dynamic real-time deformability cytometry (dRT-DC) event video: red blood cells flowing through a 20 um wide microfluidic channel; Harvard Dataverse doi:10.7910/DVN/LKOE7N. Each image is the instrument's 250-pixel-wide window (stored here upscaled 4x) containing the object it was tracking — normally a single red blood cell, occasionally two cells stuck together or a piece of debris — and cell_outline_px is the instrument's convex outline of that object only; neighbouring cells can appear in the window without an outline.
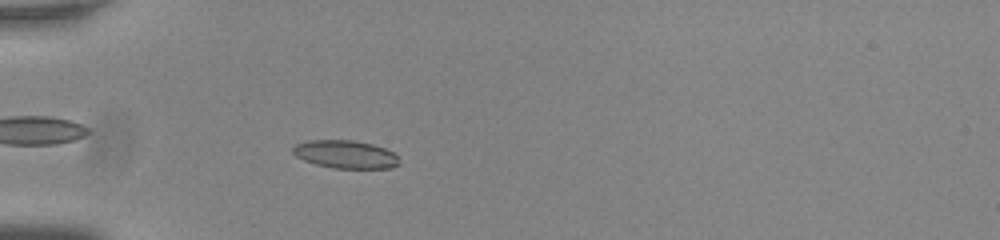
{"species": "common noctule bat (a hibernating species)", "species_latin": "Nyctalus noctula", "temperature_condition": "room temperature", "stored_images_in_passage": 51, "camera_frame_rate_fps": 3000, "um_per_image_px": 0.085, "animal": {"sex": "male", "body_mass_g": 20.0, "forearm_length_mm": 53.3}, "frame": {"image": 1, "passage_image": 14, "time_ms": 4.333, "image_size_px": [1000, 240], "cell_outline_px": [[400, 164], [392, 168], [332, 168], [316, 164], [304, 160], [296, 156], [292, 152], [292, 148], [296, 144], [308, 140], [352, 140], [372, 144], [384, 148], [392, 152], [396, 156]], "centroid_in_image_um": [29.35, 13.12], "position_along_channel_um": 55.7, "area_um2": 17.28}}
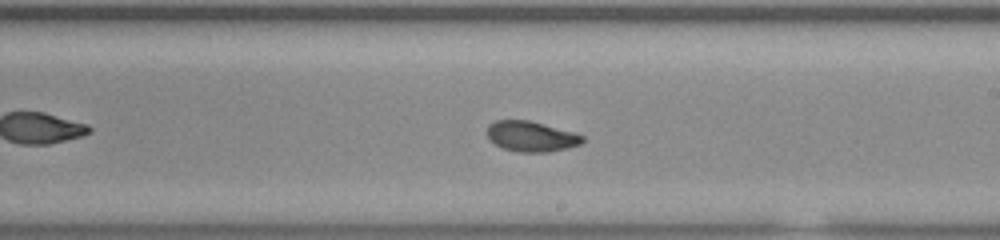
{"frame": {"image": 2, "passage_image": 30, "time_ms": 9.667, "image_size_px": [1000, 240], "cell_outline_px": [[584, 140], [580, 144], [568, 148], [548, 152], [516, 152], [504, 148], [496, 144], [488, 136], [488, 124], [496, 120], [528, 120], [572, 132], [584, 136]], "centroid_in_image_um": [45.16, 11.6], "position_along_channel_um": 243.8, "area_um2": 16.65}}
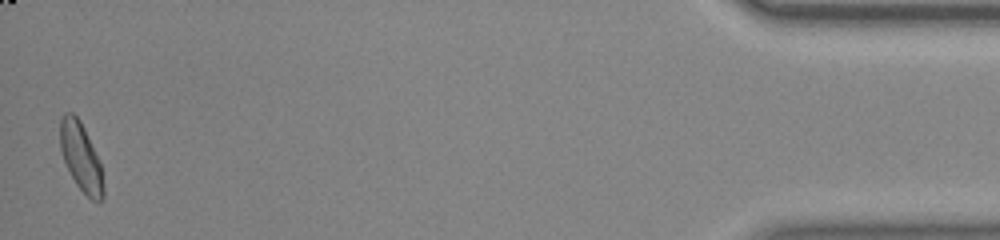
{"frame": {"image": 3, "passage_image": 51, "time_ms": 16.667, "image_size_px": [1000, 240], "cell_outline_px": [[104, 200], [100, 204], [92, 200], [76, 184], [64, 160], [60, 148], [60, 120], [64, 112], [72, 112], [80, 120], [84, 128], [100, 164], [104, 184]], "centroid_in_image_um": [6.89, 13.38], "position_along_channel_um": 428.3, "area_um2": 17.05}, "authors_computed_cell_mechanics": {"area_um2": 17.2244, "velocity_mm_per_s": 3.7879, "shape_relaxation_time_tau1_ms": 6.3143, "shape_relaxation_time_tau2_ms": 2.3926, "deformation_change_tau1": 0.1515, "deformation_change_tau2": 0.0697}}